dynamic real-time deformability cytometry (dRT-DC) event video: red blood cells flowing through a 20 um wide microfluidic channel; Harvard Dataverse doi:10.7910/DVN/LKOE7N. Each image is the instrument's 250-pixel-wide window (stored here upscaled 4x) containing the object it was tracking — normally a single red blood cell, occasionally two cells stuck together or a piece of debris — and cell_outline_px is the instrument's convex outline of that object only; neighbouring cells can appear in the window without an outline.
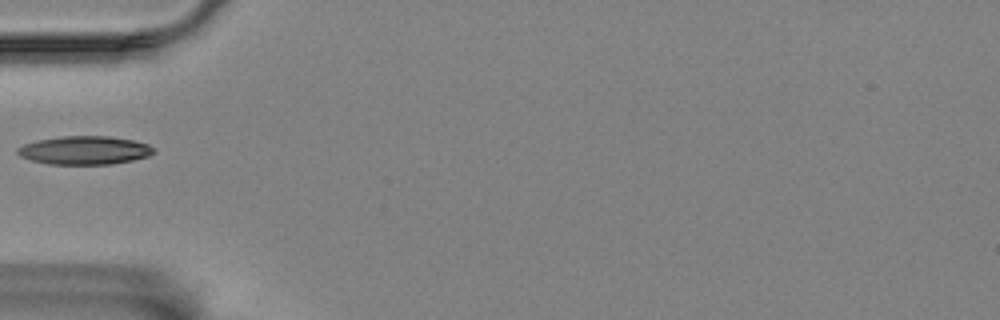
{"species": "Egyptian fruit bat (a non-hibernating species)", "species_latin": "Rousettus aegyptiacus", "temperature_condition": "room temperature", "stored_images_in_passage": 18, "camera_frame_rate_fps": 3000, "um_per_image_px": 0.085, "animal": {"sex": "female"}, "frame": {"image": 1, "passage_image": 1, "time_ms": 0.0, "image_size_px": [1000, 320], "cell_outline_px": [[156, 152], [148, 156], [132, 160], [112, 164], [48, 164], [32, 160], [20, 156], [16, 152], [16, 148], [24, 144], [36, 140], [60, 136], [108, 136], [132, 140], [148, 144], [156, 148]], "centroid_in_image_um": [7.19, 12.77], "position_along_channel_um": 77.8, "area_um2": 22.66}}
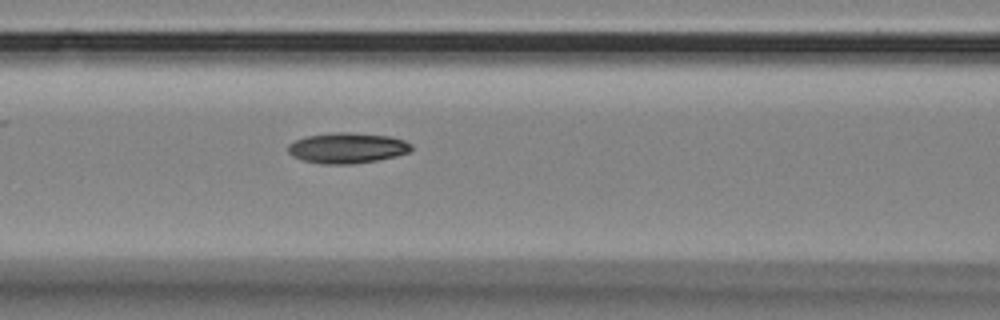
{"frame": {"image": 2, "passage_image": 6, "time_ms": 1.667, "image_size_px": [1000, 320], "cell_outline_px": [[412, 152], [396, 156], [376, 160], [352, 164], [324, 164], [304, 160], [292, 156], [288, 152], [288, 144], [296, 140], [308, 136], [332, 132], [348, 132], [392, 136], [404, 140], [412, 144]], "centroid_in_image_um": [29.55, 12.57], "position_along_channel_um": 137.0, "area_um2": 22.02}}